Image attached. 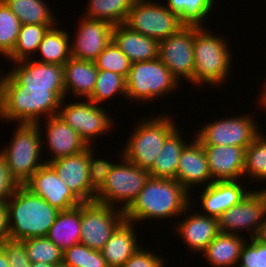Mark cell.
I'll list each match as a JSON object with an SVG mask.
<instances>
[{
    "label": "cell",
    "mask_w": 266,
    "mask_h": 267,
    "mask_svg": "<svg viewBox=\"0 0 266 267\" xmlns=\"http://www.w3.org/2000/svg\"><path fill=\"white\" fill-rule=\"evenodd\" d=\"M203 148L213 181H243L246 148L233 145H203Z\"/></svg>",
    "instance_id": "23"
},
{
    "label": "cell",
    "mask_w": 266,
    "mask_h": 267,
    "mask_svg": "<svg viewBox=\"0 0 266 267\" xmlns=\"http://www.w3.org/2000/svg\"><path fill=\"white\" fill-rule=\"evenodd\" d=\"M190 193L175 179L149 177L143 189L124 211L125 220L136 223L152 219L183 217L191 205Z\"/></svg>",
    "instance_id": "1"
},
{
    "label": "cell",
    "mask_w": 266,
    "mask_h": 267,
    "mask_svg": "<svg viewBox=\"0 0 266 267\" xmlns=\"http://www.w3.org/2000/svg\"><path fill=\"white\" fill-rule=\"evenodd\" d=\"M124 25L158 41L165 40L184 26L177 14L157 0H135Z\"/></svg>",
    "instance_id": "9"
},
{
    "label": "cell",
    "mask_w": 266,
    "mask_h": 267,
    "mask_svg": "<svg viewBox=\"0 0 266 267\" xmlns=\"http://www.w3.org/2000/svg\"><path fill=\"white\" fill-rule=\"evenodd\" d=\"M260 131L255 117L244 113L205 123L194 136L202 145H233L247 148Z\"/></svg>",
    "instance_id": "11"
},
{
    "label": "cell",
    "mask_w": 266,
    "mask_h": 267,
    "mask_svg": "<svg viewBox=\"0 0 266 267\" xmlns=\"http://www.w3.org/2000/svg\"><path fill=\"white\" fill-rule=\"evenodd\" d=\"M85 12L88 19L104 20L113 26L124 24L135 0H88Z\"/></svg>",
    "instance_id": "33"
},
{
    "label": "cell",
    "mask_w": 266,
    "mask_h": 267,
    "mask_svg": "<svg viewBox=\"0 0 266 267\" xmlns=\"http://www.w3.org/2000/svg\"><path fill=\"white\" fill-rule=\"evenodd\" d=\"M10 239L46 237L59 210L20 185L6 202Z\"/></svg>",
    "instance_id": "3"
},
{
    "label": "cell",
    "mask_w": 266,
    "mask_h": 267,
    "mask_svg": "<svg viewBox=\"0 0 266 267\" xmlns=\"http://www.w3.org/2000/svg\"><path fill=\"white\" fill-rule=\"evenodd\" d=\"M56 267H68V266L61 264V265H57Z\"/></svg>",
    "instance_id": "53"
},
{
    "label": "cell",
    "mask_w": 266,
    "mask_h": 267,
    "mask_svg": "<svg viewBox=\"0 0 266 267\" xmlns=\"http://www.w3.org/2000/svg\"><path fill=\"white\" fill-rule=\"evenodd\" d=\"M54 26L56 24L21 25L16 45L13 51L6 57V60H11V63L31 58L36 60L38 56L37 50L44 34L49 28Z\"/></svg>",
    "instance_id": "31"
},
{
    "label": "cell",
    "mask_w": 266,
    "mask_h": 267,
    "mask_svg": "<svg viewBox=\"0 0 266 267\" xmlns=\"http://www.w3.org/2000/svg\"><path fill=\"white\" fill-rule=\"evenodd\" d=\"M10 144L0 150L15 180L23 185L43 164L42 124H16ZM41 129V130H40ZM43 160V161H42Z\"/></svg>",
    "instance_id": "6"
},
{
    "label": "cell",
    "mask_w": 266,
    "mask_h": 267,
    "mask_svg": "<svg viewBox=\"0 0 266 267\" xmlns=\"http://www.w3.org/2000/svg\"><path fill=\"white\" fill-rule=\"evenodd\" d=\"M116 94L127 97L125 77L112 71L98 70L94 90L87 99L101 105Z\"/></svg>",
    "instance_id": "36"
},
{
    "label": "cell",
    "mask_w": 266,
    "mask_h": 267,
    "mask_svg": "<svg viewBox=\"0 0 266 267\" xmlns=\"http://www.w3.org/2000/svg\"><path fill=\"white\" fill-rule=\"evenodd\" d=\"M13 65L8 73L25 89H49L60 100L65 98L62 65L42 63L32 58Z\"/></svg>",
    "instance_id": "15"
},
{
    "label": "cell",
    "mask_w": 266,
    "mask_h": 267,
    "mask_svg": "<svg viewBox=\"0 0 266 267\" xmlns=\"http://www.w3.org/2000/svg\"><path fill=\"white\" fill-rule=\"evenodd\" d=\"M254 190L218 217L220 232L240 235L248 230L249 237L255 238L266 216V196L260 189Z\"/></svg>",
    "instance_id": "14"
},
{
    "label": "cell",
    "mask_w": 266,
    "mask_h": 267,
    "mask_svg": "<svg viewBox=\"0 0 266 267\" xmlns=\"http://www.w3.org/2000/svg\"><path fill=\"white\" fill-rule=\"evenodd\" d=\"M126 79L127 100L146 102L174 93L181 86L159 58L131 64ZM179 85V86H178ZM167 94V95H166Z\"/></svg>",
    "instance_id": "7"
},
{
    "label": "cell",
    "mask_w": 266,
    "mask_h": 267,
    "mask_svg": "<svg viewBox=\"0 0 266 267\" xmlns=\"http://www.w3.org/2000/svg\"><path fill=\"white\" fill-rule=\"evenodd\" d=\"M179 126L166 138L160 154L148 170L155 178L175 179L181 151L187 144Z\"/></svg>",
    "instance_id": "29"
},
{
    "label": "cell",
    "mask_w": 266,
    "mask_h": 267,
    "mask_svg": "<svg viewBox=\"0 0 266 267\" xmlns=\"http://www.w3.org/2000/svg\"><path fill=\"white\" fill-rule=\"evenodd\" d=\"M44 120L46 132H43L45 136L42 137V150L46 144V149H49V153H51L45 163L78 154L88 148L80 135L67 125L59 115L50 116Z\"/></svg>",
    "instance_id": "19"
},
{
    "label": "cell",
    "mask_w": 266,
    "mask_h": 267,
    "mask_svg": "<svg viewBox=\"0 0 266 267\" xmlns=\"http://www.w3.org/2000/svg\"><path fill=\"white\" fill-rule=\"evenodd\" d=\"M264 194H265V196H266V186H265V188H263V189H260Z\"/></svg>",
    "instance_id": "52"
},
{
    "label": "cell",
    "mask_w": 266,
    "mask_h": 267,
    "mask_svg": "<svg viewBox=\"0 0 266 267\" xmlns=\"http://www.w3.org/2000/svg\"><path fill=\"white\" fill-rule=\"evenodd\" d=\"M176 181H178L189 193L201 185L207 186L214 182L212 180L207 156L202 143L195 137L189 141L179 158V164L176 172Z\"/></svg>",
    "instance_id": "20"
},
{
    "label": "cell",
    "mask_w": 266,
    "mask_h": 267,
    "mask_svg": "<svg viewBox=\"0 0 266 267\" xmlns=\"http://www.w3.org/2000/svg\"><path fill=\"white\" fill-rule=\"evenodd\" d=\"M31 267H55L47 263L35 262L31 264Z\"/></svg>",
    "instance_id": "50"
},
{
    "label": "cell",
    "mask_w": 266,
    "mask_h": 267,
    "mask_svg": "<svg viewBox=\"0 0 266 267\" xmlns=\"http://www.w3.org/2000/svg\"><path fill=\"white\" fill-rule=\"evenodd\" d=\"M206 27L196 26L193 85L218 87L229 80L233 57L228 40Z\"/></svg>",
    "instance_id": "4"
},
{
    "label": "cell",
    "mask_w": 266,
    "mask_h": 267,
    "mask_svg": "<svg viewBox=\"0 0 266 267\" xmlns=\"http://www.w3.org/2000/svg\"><path fill=\"white\" fill-rule=\"evenodd\" d=\"M166 7L179 16L184 25L205 26V18L212 15L215 0H167ZM204 20V21H203Z\"/></svg>",
    "instance_id": "34"
},
{
    "label": "cell",
    "mask_w": 266,
    "mask_h": 267,
    "mask_svg": "<svg viewBox=\"0 0 266 267\" xmlns=\"http://www.w3.org/2000/svg\"><path fill=\"white\" fill-rule=\"evenodd\" d=\"M165 258L140 247L121 267H165Z\"/></svg>",
    "instance_id": "44"
},
{
    "label": "cell",
    "mask_w": 266,
    "mask_h": 267,
    "mask_svg": "<svg viewBox=\"0 0 266 267\" xmlns=\"http://www.w3.org/2000/svg\"><path fill=\"white\" fill-rule=\"evenodd\" d=\"M10 267H31V261L21 240L8 239L1 243Z\"/></svg>",
    "instance_id": "43"
},
{
    "label": "cell",
    "mask_w": 266,
    "mask_h": 267,
    "mask_svg": "<svg viewBox=\"0 0 266 267\" xmlns=\"http://www.w3.org/2000/svg\"><path fill=\"white\" fill-rule=\"evenodd\" d=\"M119 154L121 160L108 174L106 183L96 193L94 201L125 211L139 195L150 175L148 170L128 161L122 150Z\"/></svg>",
    "instance_id": "8"
},
{
    "label": "cell",
    "mask_w": 266,
    "mask_h": 267,
    "mask_svg": "<svg viewBox=\"0 0 266 267\" xmlns=\"http://www.w3.org/2000/svg\"><path fill=\"white\" fill-rule=\"evenodd\" d=\"M21 22L3 0H0V55L5 58L13 51Z\"/></svg>",
    "instance_id": "38"
},
{
    "label": "cell",
    "mask_w": 266,
    "mask_h": 267,
    "mask_svg": "<svg viewBox=\"0 0 266 267\" xmlns=\"http://www.w3.org/2000/svg\"><path fill=\"white\" fill-rule=\"evenodd\" d=\"M195 25H184L165 40L159 41L161 62L179 81L182 79L193 84Z\"/></svg>",
    "instance_id": "13"
},
{
    "label": "cell",
    "mask_w": 266,
    "mask_h": 267,
    "mask_svg": "<svg viewBox=\"0 0 266 267\" xmlns=\"http://www.w3.org/2000/svg\"><path fill=\"white\" fill-rule=\"evenodd\" d=\"M246 240L243 235L220 232L201 253L202 257L211 267H237Z\"/></svg>",
    "instance_id": "27"
},
{
    "label": "cell",
    "mask_w": 266,
    "mask_h": 267,
    "mask_svg": "<svg viewBox=\"0 0 266 267\" xmlns=\"http://www.w3.org/2000/svg\"><path fill=\"white\" fill-rule=\"evenodd\" d=\"M1 81V121L37 124L58 115L61 100L49 89H25L8 72ZM43 116V117H42Z\"/></svg>",
    "instance_id": "2"
},
{
    "label": "cell",
    "mask_w": 266,
    "mask_h": 267,
    "mask_svg": "<svg viewBox=\"0 0 266 267\" xmlns=\"http://www.w3.org/2000/svg\"><path fill=\"white\" fill-rule=\"evenodd\" d=\"M136 223L124 220L101 249L109 267H121L142 245H139Z\"/></svg>",
    "instance_id": "25"
},
{
    "label": "cell",
    "mask_w": 266,
    "mask_h": 267,
    "mask_svg": "<svg viewBox=\"0 0 266 267\" xmlns=\"http://www.w3.org/2000/svg\"><path fill=\"white\" fill-rule=\"evenodd\" d=\"M121 149L123 156L139 168L149 170L160 154L166 138L178 127L170 115L150 116L137 121Z\"/></svg>",
    "instance_id": "5"
},
{
    "label": "cell",
    "mask_w": 266,
    "mask_h": 267,
    "mask_svg": "<svg viewBox=\"0 0 266 267\" xmlns=\"http://www.w3.org/2000/svg\"><path fill=\"white\" fill-rule=\"evenodd\" d=\"M23 185L59 211L72 209L82 203L48 163L43 164Z\"/></svg>",
    "instance_id": "17"
},
{
    "label": "cell",
    "mask_w": 266,
    "mask_h": 267,
    "mask_svg": "<svg viewBox=\"0 0 266 267\" xmlns=\"http://www.w3.org/2000/svg\"><path fill=\"white\" fill-rule=\"evenodd\" d=\"M62 264L68 267H109L101 250L91 249L81 242L63 252Z\"/></svg>",
    "instance_id": "39"
},
{
    "label": "cell",
    "mask_w": 266,
    "mask_h": 267,
    "mask_svg": "<svg viewBox=\"0 0 266 267\" xmlns=\"http://www.w3.org/2000/svg\"><path fill=\"white\" fill-rule=\"evenodd\" d=\"M98 69L95 62L70 58L63 65L65 97L68 93L87 99L93 92Z\"/></svg>",
    "instance_id": "26"
},
{
    "label": "cell",
    "mask_w": 266,
    "mask_h": 267,
    "mask_svg": "<svg viewBox=\"0 0 266 267\" xmlns=\"http://www.w3.org/2000/svg\"><path fill=\"white\" fill-rule=\"evenodd\" d=\"M264 135L260 132L245 149L243 177L250 178L253 182L255 180L263 183L266 181V135Z\"/></svg>",
    "instance_id": "35"
},
{
    "label": "cell",
    "mask_w": 266,
    "mask_h": 267,
    "mask_svg": "<svg viewBox=\"0 0 266 267\" xmlns=\"http://www.w3.org/2000/svg\"><path fill=\"white\" fill-rule=\"evenodd\" d=\"M94 62L98 70L112 71L125 78L127 77L132 64L129 58L113 41L105 47Z\"/></svg>",
    "instance_id": "40"
},
{
    "label": "cell",
    "mask_w": 266,
    "mask_h": 267,
    "mask_svg": "<svg viewBox=\"0 0 266 267\" xmlns=\"http://www.w3.org/2000/svg\"><path fill=\"white\" fill-rule=\"evenodd\" d=\"M112 41L132 63L151 61L159 56L158 40L132 31L124 24L114 25Z\"/></svg>",
    "instance_id": "24"
},
{
    "label": "cell",
    "mask_w": 266,
    "mask_h": 267,
    "mask_svg": "<svg viewBox=\"0 0 266 267\" xmlns=\"http://www.w3.org/2000/svg\"><path fill=\"white\" fill-rule=\"evenodd\" d=\"M10 239L8 225V209L4 202H0V244Z\"/></svg>",
    "instance_id": "46"
},
{
    "label": "cell",
    "mask_w": 266,
    "mask_h": 267,
    "mask_svg": "<svg viewBox=\"0 0 266 267\" xmlns=\"http://www.w3.org/2000/svg\"><path fill=\"white\" fill-rule=\"evenodd\" d=\"M1 81H0V120H1Z\"/></svg>",
    "instance_id": "51"
},
{
    "label": "cell",
    "mask_w": 266,
    "mask_h": 267,
    "mask_svg": "<svg viewBox=\"0 0 266 267\" xmlns=\"http://www.w3.org/2000/svg\"><path fill=\"white\" fill-rule=\"evenodd\" d=\"M95 148L89 147V181L91 189L97 193L106 183L108 174L116 163L99 158L94 154ZM95 155V156H94ZM97 157V158H95Z\"/></svg>",
    "instance_id": "41"
},
{
    "label": "cell",
    "mask_w": 266,
    "mask_h": 267,
    "mask_svg": "<svg viewBox=\"0 0 266 267\" xmlns=\"http://www.w3.org/2000/svg\"><path fill=\"white\" fill-rule=\"evenodd\" d=\"M240 180L214 181L204 186L202 194L198 195L205 216L218 218L223 212L240 203L252 190Z\"/></svg>",
    "instance_id": "21"
},
{
    "label": "cell",
    "mask_w": 266,
    "mask_h": 267,
    "mask_svg": "<svg viewBox=\"0 0 266 267\" xmlns=\"http://www.w3.org/2000/svg\"><path fill=\"white\" fill-rule=\"evenodd\" d=\"M259 99L260 100L258 102H260V106L262 105L261 107L266 110V82L263 83V88L261 94L259 95Z\"/></svg>",
    "instance_id": "48"
},
{
    "label": "cell",
    "mask_w": 266,
    "mask_h": 267,
    "mask_svg": "<svg viewBox=\"0 0 266 267\" xmlns=\"http://www.w3.org/2000/svg\"><path fill=\"white\" fill-rule=\"evenodd\" d=\"M24 24H57L58 19L44 0H3ZM53 13V14H52ZM57 19V21H56Z\"/></svg>",
    "instance_id": "32"
},
{
    "label": "cell",
    "mask_w": 266,
    "mask_h": 267,
    "mask_svg": "<svg viewBox=\"0 0 266 267\" xmlns=\"http://www.w3.org/2000/svg\"><path fill=\"white\" fill-rule=\"evenodd\" d=\"M124 220V211L117 207L96 201L83 202L80 242L91 249L101 250Z\"/></svg>",
    "instance_id": "12"
},
{
    "label": "cell",
    "mask_w": 266,
    "mask_h": 267,
    "mask_svg": "<svg viewBox=\"0 0 266 267\" xmlns=\"http://www.w3.org/2000/svg\"><path fill=\"white\" fill-rule=\"evenodd\" d=\"M81 204L69 210L60 211L46 237L63 252L80 243Z\"/></svg>",
    "instance_id": "28"
},
{
    "label": "cell",
    "mask_w": 266,
    "mask_h": 267,
    "mask_svg": "<svg viewBox=\"0 0 266 267\" xmlns=\"http://www.w3.org/2000/svg\"><path fill=\"white\" fill-rule=\"evenodd\" d=\"M19 186L8 169L6 159L0 154V202L6 203Z\"/></svg>",
    "instance_id": "45"
},
{
    "label": "cell",
    "mask_w": 266,
    "mask_h": 267,
    "mask_svg": "<svg viewBox=\"0 0 266 267\" xmlns=\"http://www.w3.org/2000/svg\"><path fill=\"white\" fill-rule=\"evenodd\" d=\"M21 241L31 263L41 262L55 267L62 264L63 251L47 237H34Z\"/></svg>",
    "instance_id": "37"
},
{
    "label": "cell",
    "mask_w": 266,
    "mask_h": 267,
    "mask_svg": "<svg viewBox=\"0 0 266 267\" xmlns=\"http://www.w3.org/2000/svg\"><path fill=\"white\" fill-rule=\"evenodd\" d=\"M74 38L70 41L71 57L95 61L112 41L114 26L104 20L88 19L81 15Z\"/></svg>",
    "instance_id": "16"
},
{
    "label": "cell",
    "mask_w": 266,
    "mask_h": 267,
    "mask_svg": "<svg viewBox=\"0 0 266 267\" xmlns=\"http://www.w3.org/2000/svg\"><path fill=\"white\" fill-rule=\"evenodd\" d=\"M192 203L182 216L186 215L181 222H175V233L181 237L184 244L191 252L202 253L210 242L220 233L218 218L205 216L198 212H192ZM191 209V210H190ZM191 211V214L189 213ZM188 212V213H187ZM189 214V215H187ZM178 223V225H177Z\"/></svg>",
    "instance_id": "22"
},
{
    "label": "cell",
    "mask_w": 266,
    "mask_h": 267,
    "mask_svg": "<svg viewBox=\"0 0 266 267\" xmlns=\"http://www.w3.org/2000/svg\"><path fill=\"white\" fill-rule=\"evenodd\" d=\"M58 25L49 28L44 34L37 50L40 58L36 61L63 66L71 58L70 39L73 37L64 29H59Z\"/></svg>",
    "instance_id": "30"
},
{
    "label": "cell",
    "mask_w": 266,
    "mask_h": 267,
    "mask_svg": "<svg viewBox=\"0 0 266 267\" xmlns=\"http://www.w3.org/2000/svg\"><path fill=\"white\" fill-rule=\"evenodd\" d=\"M237 267H266V245L255 238L244 243Z\"/></svg>",
    "instance_id": "42"
},
{
    "label": "cell",
    "mask_w": 266,
    "mask_h": 267,
    "mask_svg": "<svg viewBox=\"0 0 266 267\" xmlns=\"http://www.w3.org/2000/svg\"><path fill=\"white\" fill-rule=\"evenodd\" d=\"M48 164L82 203L95 200L96 193L91 189L89 181V147L78 154Z\"/></svg>",
    "instance_id": "18"
},
{
    "label": "cell",
    "mask_w": 266,
    "mask_h": 267,
    "mask_svg": "<svg viewBox=\"0 0 266 267\" xmlns=\"http://www.w3.org/2000/svg\"><path fill=\"white\" fill-rule=\"evenodd\" d=\"M0 267H10L7 261V256L1 246H0Z\"/></svg>",
    "instance_id": "49"
},
{
    "label": "cell",
    "mask_w": 266,
    "mask_h": 267,
    "mask_svg": "<svg viewBox=\"0 0 266 267\" xmlns=\"http://www.w3.org/2000/svg\"><path fill=\"white\" fill-rule=\"evenodd\" d=\"M255 239L258 240L260 243L266 245V216L260 225L259 231L255 236Z\"/></svg>",
    "instance_id": "47"
},
{
    "label": "cell",
    "mask_w": 266,
    "mask_h": 267,
    "mask_svg": "<svg viewBox=\"0 0 266 267\" xmlns=\"http://www.w3.org/2000/svg\"><path fill=\"white\" fill-rule=\"evenodd\" d=\"M66 101V97L61 100L58 115L80 135L88 147H94L96 137L113 129L114 121L111 114H108V109H103L89 99L84 102L68 101L67 104Z\"/></svg>",
    "instance_id": "10"
}]
</instances>
